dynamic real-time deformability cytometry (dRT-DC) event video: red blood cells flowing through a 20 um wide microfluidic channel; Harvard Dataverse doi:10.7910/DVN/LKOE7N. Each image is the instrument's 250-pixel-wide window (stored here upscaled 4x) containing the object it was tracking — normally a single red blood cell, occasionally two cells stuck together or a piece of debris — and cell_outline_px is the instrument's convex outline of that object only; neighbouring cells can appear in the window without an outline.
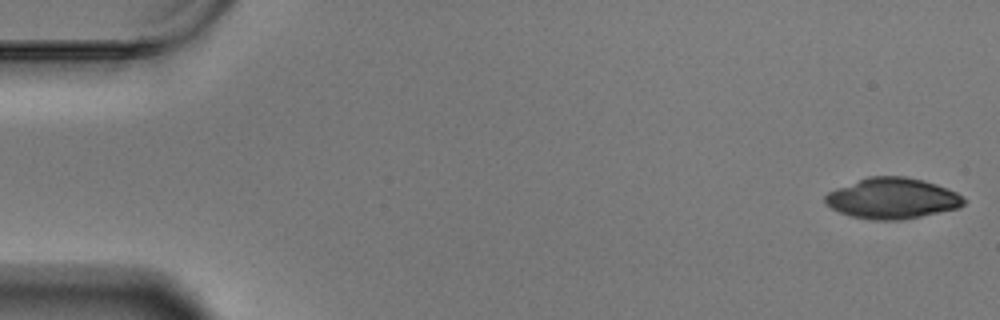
{"species": "Egyptian fruit bat (a non-hibernating species)", "species_latin": "Rousettus aegyptiacus", "temperature_condition": "warm", "stored_images_in_passage": 58, "camera_frame_rate_fps": 3000, "um_per_image_px": 0.085, "animal": {"sex": "male"}, "frame": {"image": 1, "passage_image": 1, "time_ms": 0.0, "image_size_px": [1000, 320], "cell_outline_px": [[964, 204], [960, 208], [900, 220], [868, 220], [852, 216], [840, 212], [832, 208], [824, 200], [824, 196], [828, 192], [836, 188], [868, 176], [904, 176], [924, 180], [936, 184], [956, 192], [964, 200]], "centroid_in_image_um": [75.83, 16.86], "position_along_channel_um": 9.2, "area_um2": 32.83}}